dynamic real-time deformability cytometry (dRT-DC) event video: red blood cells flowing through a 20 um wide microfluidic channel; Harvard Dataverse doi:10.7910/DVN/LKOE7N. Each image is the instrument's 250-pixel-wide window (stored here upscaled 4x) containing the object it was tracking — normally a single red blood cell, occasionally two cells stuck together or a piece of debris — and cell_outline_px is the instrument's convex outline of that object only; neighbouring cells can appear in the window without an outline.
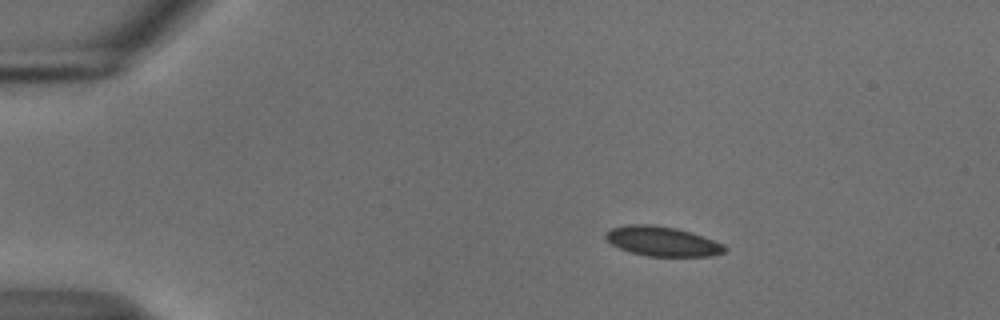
{"species": "common noctule bat (a hibernating species)", "species_latin": "Nyctalus noctula", "temperature_condition": "cold", "stored_images_in_passage": 46, "camera_frame_rate_fps": 3000, "um_per_image_px": 0.085, "animal": {"sex": "male", "body_mass_g": 18.8}, "frame": {"image": 1, "passage_image": 1, "time_ms": 0.0, "image_size_px": [1000, 320], "cell_outline_px": [[728, 248], [724, 252], [712, 256], [648, 256], [632, 252], [620, 248], [612, 244], [604, 236], [612, 228], [628, 224], [648, 224], [676, 228], [692, 232], [704, 236], [724, 244]], "centroid_in_image_um": [56.35, 20.51], "position_along_channel_um": 28.7, "area_um2": 20.46}}
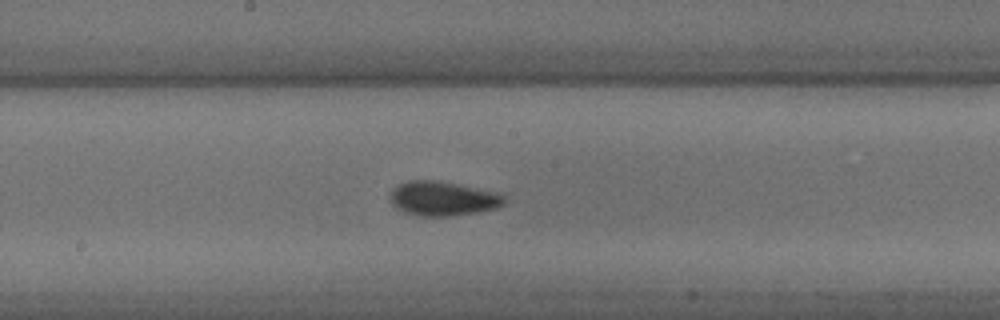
{"frame": {"image": 2, "passage_image": 21, "time_ms": 6.667, "image_size_px": [1000, 320], "cell_outline_px": [[504, 204], [496, 208], [476, 212], [448, 216], [420, 216], [404, 212], [396, 208], [392, 204], [388, 196], [392, 188], [396, 184], [408, 180], [436, 180], [456, 184], [492, 192], [504, 196]], "centroid_in_image_um": [37.53, 16.87], "position_along_channel_um": 210.7, "area_um2": 22.72}}
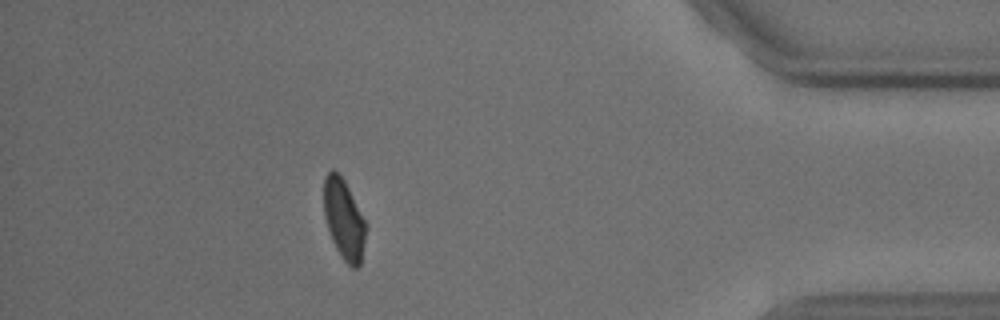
{"frame": {"image": 3, "passage_image": 40, "time_ms": 13.0, "image_size_px": [1000, 320], "cell_outline_px": [[364, 240], [360, 264], [356, 268], [352, 268], [340, 256], [332, 240], [324, 216], [324, 176], [332, 168], [344, 180], [364, 220]], "centroid_in_image_um": [29.19, 18.63], "position_along_channel_um": 406.0, "area_um2": 19.02}, "authors_computed_cell_mechanics": {"area_um2": 20.8658, "velocity_mm_per_s": 3.7317, "shape_relaxation_time_tau1_ms": 2.7153, "shape_relaxation_time_tau2_ms": null, "deformation_change_tau1": 0.0872, "deformation_change_tau2": null}}